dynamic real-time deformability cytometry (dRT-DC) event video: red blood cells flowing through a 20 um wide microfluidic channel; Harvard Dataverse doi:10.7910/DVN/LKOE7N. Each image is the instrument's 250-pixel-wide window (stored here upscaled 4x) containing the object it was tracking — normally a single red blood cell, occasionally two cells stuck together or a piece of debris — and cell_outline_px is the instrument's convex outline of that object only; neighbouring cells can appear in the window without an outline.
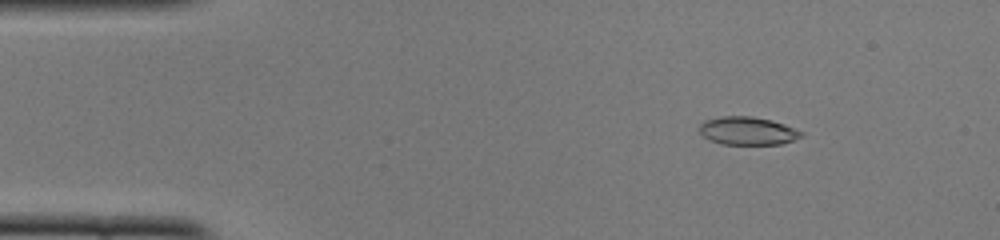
{"species": "common noctule bat (a hibernating species)", "species_latin": "Nyctalus noctula", "temperature_condition": "cold", "stored_images_in_passage": 50, "camera_frame_rate_fps": 3000, "um_per_image_px": 0.085, "animal": {"sex": "female", "body_mass_g": 22.0, "forearm_length_mm": 56.7}, "frame": {"image": 1, "passage_image": 7, "time_ms": 2.0, "image_size_px": [1000, 240], "cell_outline_px": [[804, 136], [780, 144], [720, 144], [708, 140], [700, 132], [700, 124], [704, 120], [720, 116], [752, 116], [772, 120], [784, 124], [804, 132]], "centroid_in_image_um": [63.54, 11.12], "position_along_channel_um": 21.5, "area_um2": 16.76}}
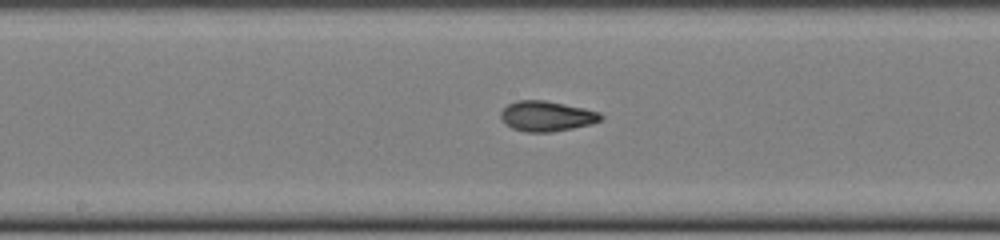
{"frame": {"image": 2, "passage_image": 26, "time_ms": 8.333, "image_size_px": [1000, 240], "cell_outline_px": [[604, 120], [592, 124], [552, 132], [524, 132], [512, 128], [504, 124], [500, 116], [500, 112], [508, 104], [516, 100], [544, 100], [584, 108], [600, 112], [604, 116]], "centroid_in_image_um": [46.48, 9.88], "position_along_channel_um": 201.7, "area_um2": 17.86}}
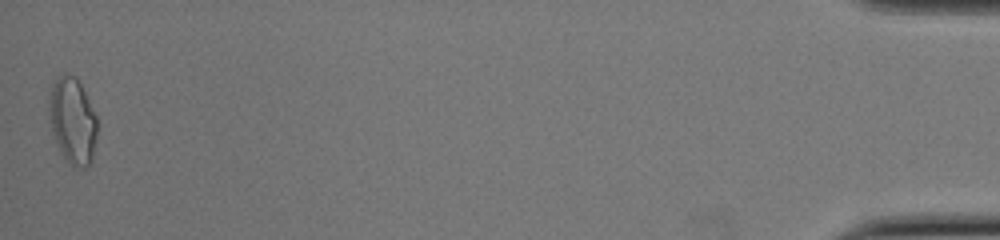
{"frame": {"image": 3, "passage_image": 50, "time_ms": 16.333, "image_size_px": [1000, 240], "cell_outline_px": [[96, 140], [92, 160], [84, 168], [76, 168], [64, 156], [52, 132], [48, 112], [48, 96], [52, 84], [56, 76], [64, 72], [68, 72], [76, 76], [96, 116]], "centroid_in_image_um": [6.14, 10.19], "position_along_channel_um": 429.1, "area_um2": 24.16}, "authors_computed_cell_mechanics": {"area_um2": 17.4556, "velocity_mm_per_s": 4.021, "shape_relaxation_time_tau1_ms": 3.6132, "shape_relaxation_time_tau2_ms": 1.783, "deformation_change_tau1": 0.1581, "deformation_change_tau2": 0.0719}}